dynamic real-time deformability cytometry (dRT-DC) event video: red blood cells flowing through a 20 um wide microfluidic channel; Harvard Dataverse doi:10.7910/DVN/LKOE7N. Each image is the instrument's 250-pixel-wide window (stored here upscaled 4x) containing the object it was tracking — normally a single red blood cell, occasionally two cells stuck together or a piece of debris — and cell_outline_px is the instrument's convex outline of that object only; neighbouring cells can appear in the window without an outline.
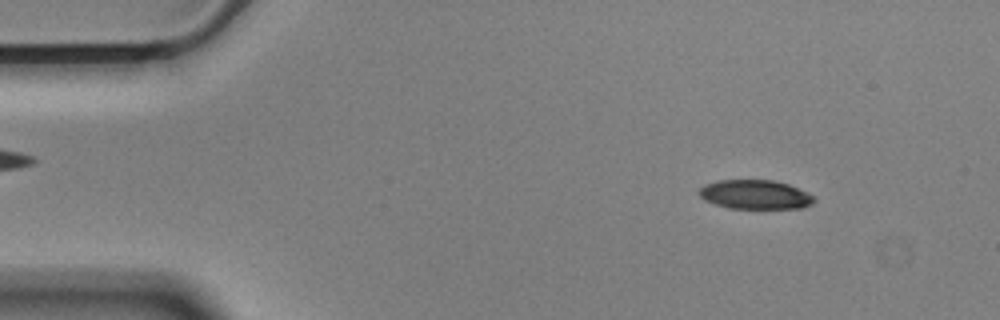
{"species": "Egyptian fruit bat (a non-hibernating species)", "species_latin": "Rousettus aegyptiacus", "temperature_condition": "cold", "stored_images_in_passage": 56, "camera_frame_rate_fps": 3000, "um_per_image_px": 0.085, "animal": {"sex": "male"}, "frame": {"image": 1, "passage_image": 6, "time_ms": 1.667, "image_size_px": [1000, 320], "cell_outline_px": [[816, 200], [812, 204], [800, 208], [728, 208], [704, 200], [696, 192], [704, 184], [720, 180], [772, 180], [788, 184], [816, 196]], "centroid_in_image_um": [64.18, 16.53], "position_along_channel_um": 20.8, "area_um2": 19.59}}
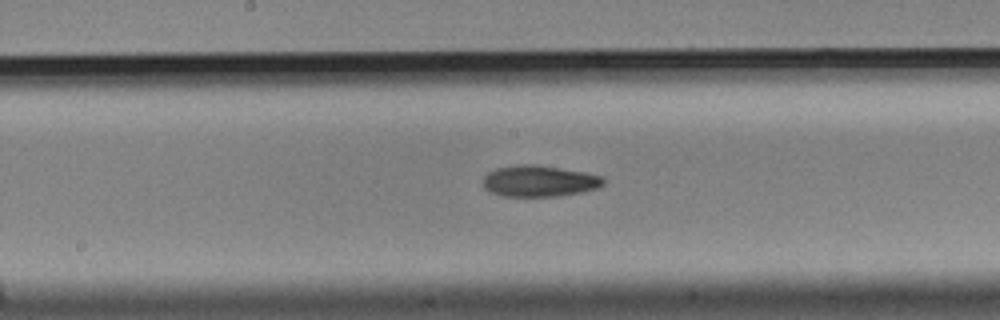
{"frame": {"image": 2, "passage_image": 28, "time_ms": 9.0, "image_size_px": [1000, 320], "cell_outline_px": [[604, 184], [600, 188], [560, 196], [500, 196], [488, 192], [484, 188], [484, 176], [488, 172], [496, 168], [516, 164], [536, 164], [584, 172], [600, 176], [604, 180]], "centroid_in_image_um": [45.81, 15.39], "position_along_channel_um": 202.4, "area_um2": 22.08}}
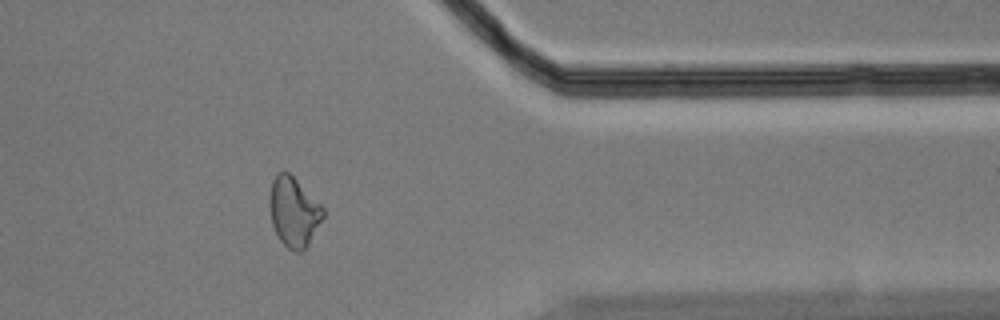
{"frame": {"image": 3, "passage_image": 45, "time_ms": 14.667, "image_size_px": [1000, 320], "cell_outline_px": [[324, 216], [308, 244], [300, 252], [296, 252], [288, 248], [280, 240], [272, 224], [268, 204], [268, 196], [272, 180], [276, 172], [288, 172], [324, 208]], "centroid_in_image_um": [24.93, 18.0], "position_along_channel_um": 386.5, "area_um2": 21.5}, "authors_computed_cell_mechanics": {"area_um2": 21.7039, "velocity_mm_per_s": 3.5284, "shape_relaxation_time_tau1_ms": 6.2982, "shape_relaxation_time_tau2_ms": 8.5501, "deformation_change_tau1": 0.1484, "deformation_change_tau2": 0.169}}